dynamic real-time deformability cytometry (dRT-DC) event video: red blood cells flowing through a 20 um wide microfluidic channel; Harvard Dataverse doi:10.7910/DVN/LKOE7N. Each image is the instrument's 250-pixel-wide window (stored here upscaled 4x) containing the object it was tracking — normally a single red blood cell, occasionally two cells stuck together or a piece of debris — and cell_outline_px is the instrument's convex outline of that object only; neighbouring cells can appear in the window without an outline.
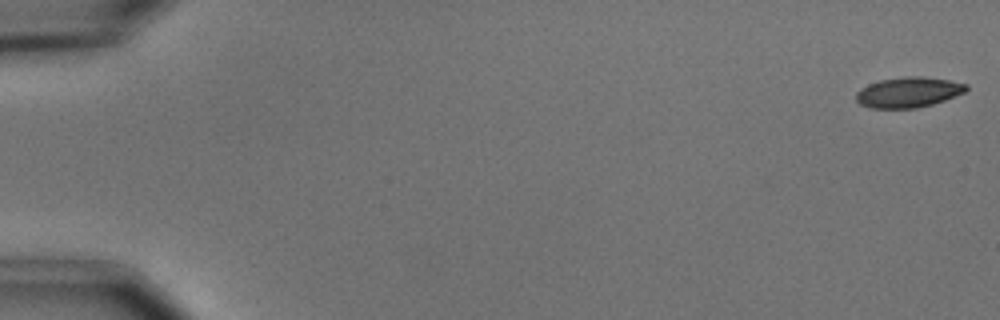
{"species": "common noctule bat (a hibernating species)", "species_latin": "Nyctalus noctula", "temperature_condition": "cold", "stored_images_in_passage": 5, "camera_frame_rate_fps": 3000, "um_per_image_px": 0.085, "animal": {"sex": "male", "body_mass_g": 15.6}, "frame": {"image": 1, "passage_image": 1, "time_ms": 0.0, "image_size_px": [1000, 320], "cell_outline_px": [[968, 88], [964, 92], [944, 100], [932, 104], [916, 108], [868, 108], [860, 104], [856, 100], [856, 92], [860, 88], [868, 84], [880, 80], [904, 76], [920, 76], [948, 80], [968, 84]], "centroid_in_image_um": [77.18, 7.84], "position_along_channel_um": 7.8, "area_um2": 19.48}}
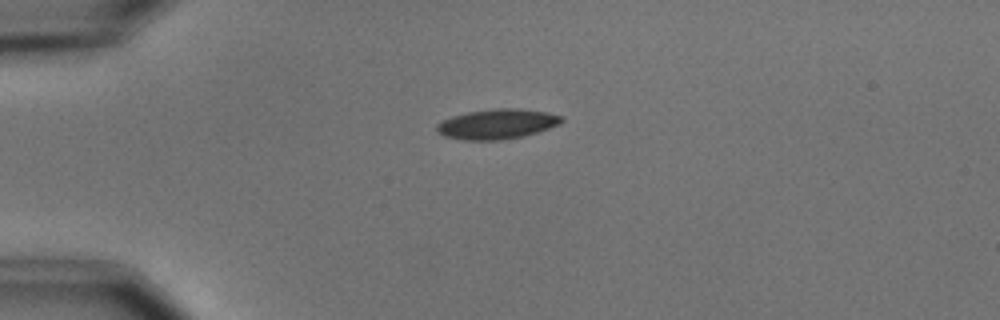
{"frame": {"image": 2, "passage_image": 4, "time_ms": 4.333, "image_size_px": [1000, 320], "cell_outline_px": [[564, 120], [560, 124], [536, 132], [504, 140], [464, 140], [444, 136], [436, 132], [436, 124], [452, 116], [468, 112], [496, 108], [520, 108], [548, 112], [564, 116]], "centroid_in_image_um": [42.26, 10.53], "position_along_channel_um": 42.7, "area_um2": 21.85}}